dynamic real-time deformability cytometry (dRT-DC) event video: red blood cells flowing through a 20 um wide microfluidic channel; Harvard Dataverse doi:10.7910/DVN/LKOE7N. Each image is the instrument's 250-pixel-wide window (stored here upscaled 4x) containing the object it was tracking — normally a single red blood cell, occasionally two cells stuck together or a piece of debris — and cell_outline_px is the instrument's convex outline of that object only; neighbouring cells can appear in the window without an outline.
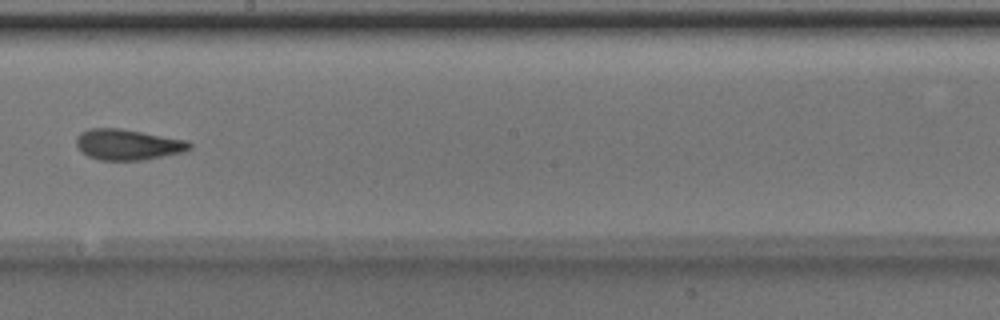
{"species": "Egyptian fruit bat (a non-hibernating species)", "species_latin": "Rousettus aegyptiacus", "temperature_condition": "room temperature", "stored_images_in_passage": 8, "camera_frame_rate_fps": 3000, "um_per_image_px": 0.085, "animal": {"sex": "male"}, "frame": {"image": 1, "passage_image": 8, "time_ms": 2.333, "image_size_px": [1000, 320], "cell_outline_px": [[192, 148], [184, 152], [144, 160], [100, 160], [88, 156], [76, 144], [76, 136], [80, 132], [88, 128], [120, 128], [188, 140], [192, 144]], "centroid_in_image_um": [10.89, 12.28], "position_along_channel_um": 237.3, "area_um2": 20.4}}